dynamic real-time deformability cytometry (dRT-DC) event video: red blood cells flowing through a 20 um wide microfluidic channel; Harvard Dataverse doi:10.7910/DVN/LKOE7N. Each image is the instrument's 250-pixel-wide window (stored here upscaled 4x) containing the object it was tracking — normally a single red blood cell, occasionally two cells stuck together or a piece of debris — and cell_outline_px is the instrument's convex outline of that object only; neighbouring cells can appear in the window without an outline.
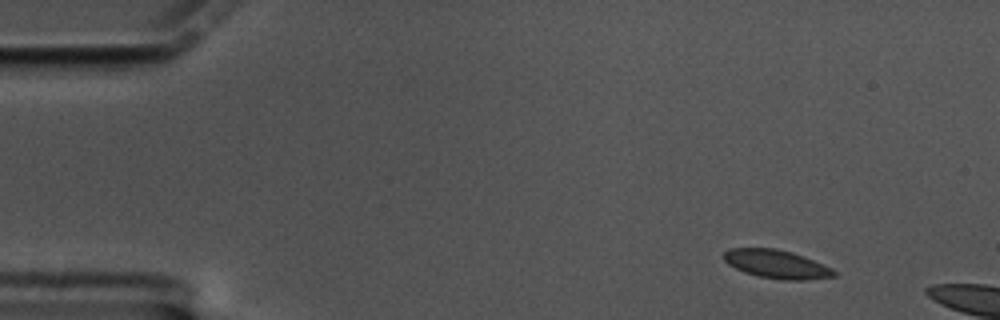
{"species": "common noctule bat (a hibernating species)", "species_latin": "Nyctalus noctula", "temperature_condition": "cold", "stored_images_in_passage": 5, "camera_frame_rate_fps": 3000, "um_per_image_px": 0.085, "animal": {"sex": "male", "body_mass_g": 17.5, "forearm_length_mm": 52.3}, "frame": {"image": 1, "passage_image": 1, "time_ms": 0.0, "image_size_px": [1000, 320], "cell_outline_px": [[836, 276], [804, 280], [784, 280], [760, 276], [744, 272], [728, 264], [724, 260], [724, 252], [728, 248], [776, 248], [792, 252], [804, 256], [832, 268], [836, 272]], "centroid_in_image_um": [66.01, 22.44], "position_along_channel_um": 19.0, "area_um2": 18.21}}